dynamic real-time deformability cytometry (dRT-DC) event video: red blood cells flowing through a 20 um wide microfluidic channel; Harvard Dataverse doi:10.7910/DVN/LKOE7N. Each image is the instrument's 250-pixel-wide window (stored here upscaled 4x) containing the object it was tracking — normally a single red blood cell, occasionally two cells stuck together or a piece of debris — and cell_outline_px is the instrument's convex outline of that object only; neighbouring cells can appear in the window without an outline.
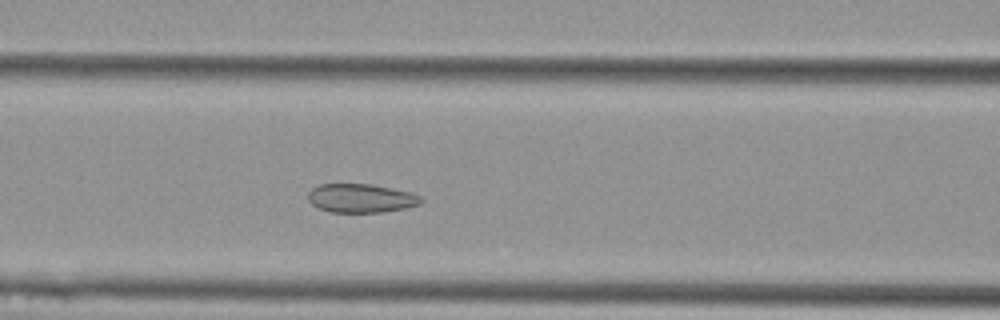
{"species": "Egyptian fruit bat (a non-hibernating species)", "species_latin": "Rousettus aegyptiacus", "temperature_condition": "cold", "stored_images_in_passage": 48, "camera_frame_rate_fps": 3000, "um_per_image_px": 0.085, "animal": {"sex": "female"}, "frame": {"image": 1, "passage_image": 16, "time_ms": 5.0, "image_size_px": [1000, 320], "cell_outline_px": [[424, 200], [420, 204], [404, 208], [384, 212], [328, 212], [312, 204], [308, 200], [308, 192], [312, 188], [320, 184], [372, 184], [408, 192], [420, 196]], "centroid_in_image_um": [30.66, 16.85], "position_along_channel_um": 135.9, "area_um2": 18.84}}
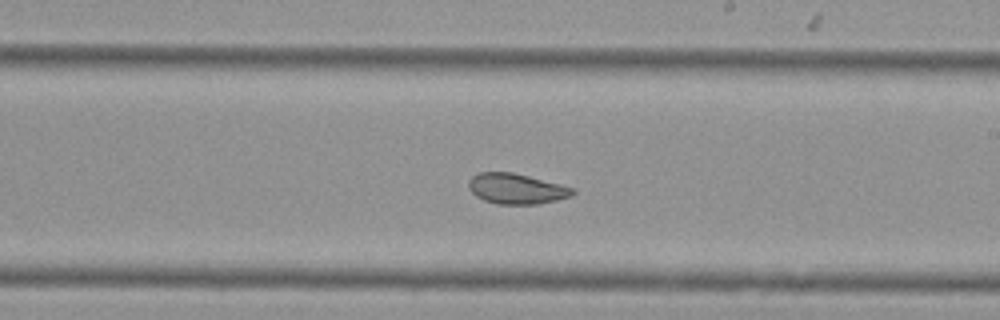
{"frame": {"image": 2, "passage_image": 25, "time_ms": 8.0, "image_size_px": [1000, 320], "cell_outline_px": [[576, 192], [572, 196], [540, 204], [496, 204], [484, 200], [476, 196], [468, 188], [468, 180], [476, 172], [512, 172], [576, 188]], "centroid_in_image_um": [43.89, 16.04], "position_along_channel_um": 245.1, "area_um2": 18.61}}
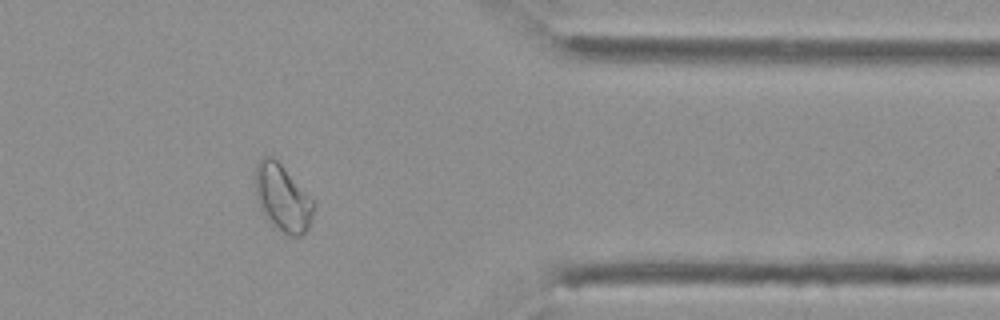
{"frame": {"image": 3, "passage_image": 38, "time_ms": 12.333, "image_size_px": [1000, 320], "cell_outline_px": [[316, 204], [312, 220], [308, 228], [300, 236], [292, 236], [284, 232], [272, 224], [264, 216], [260, 208], [256, 196], [256, 164], [264, 156], [272, 156], [280, 164]], "centroid_in_image_um": [24.02, 16.85], "position_along_channel_um": 387.4, "area_um2": 22.25}, "authors_computed_cell_mechanics": {"area_um2": 21.1259, "velocity_mm_per_s": 3.6611, "shape_relaxation_time_tau1_ms": null, "shape_relaxation_time_tau2_ms": 1.036, "deformation_change_tau1": null, "deformation_change_tau2": 0.0505}}